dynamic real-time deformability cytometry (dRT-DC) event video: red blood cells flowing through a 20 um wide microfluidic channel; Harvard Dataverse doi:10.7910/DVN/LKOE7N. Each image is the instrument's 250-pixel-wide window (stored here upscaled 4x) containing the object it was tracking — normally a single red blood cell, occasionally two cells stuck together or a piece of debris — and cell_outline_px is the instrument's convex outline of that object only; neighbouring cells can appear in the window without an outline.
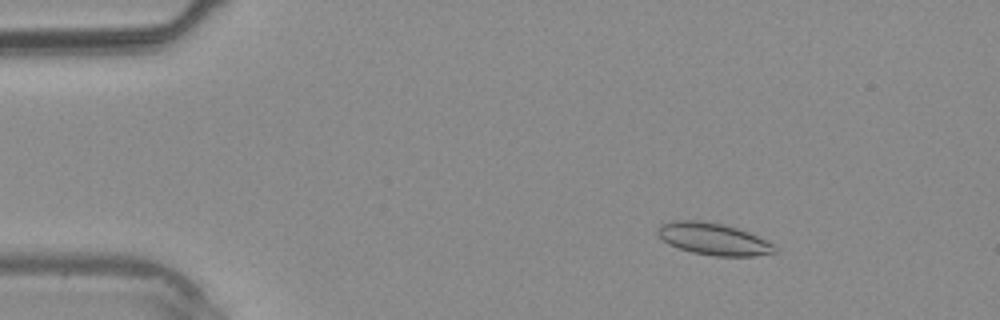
{"species": "common noctule bat (a hibernating species)", "species_latin": "Nyctalus noctula", "temperature_condition": "warm", "stored_images_in_passage": 39, "camera_frame_rate_fps": 3000, "um_per_image_px": 0.085, "animal": {"sex": "male", "body_mass_g": 20.4}, "frame": {"image": 1, "passage_image": 6, "time_ms": 1.667, "image_size_px": [1000, 320], "cell_outline_px": [[776, 252], [752, 256], [716, 256], [692, 252], [668, 244], [656, 232], [656, 228], [660, 224], [672, 220], [704, 220], [724, 224], [748, 232], [772, 244], [776, 248]], "centroid_in_image_um": [60.58, 20.29], "position_along_channel_um": 24.4, "area_um2": 21.68}}
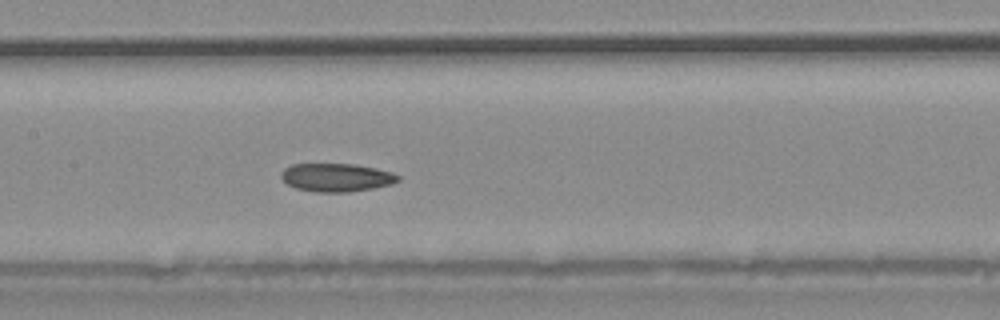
{"frame": {"image": 2, "passage_image": 19, "time_ms": 6.0, "image_size_px": [1000, 320], "cell_outline_px": [[400, 180], [392, 184], [372, 188], [348, 192], [316, 192], [296, 188], [288, 184], [280, 176], [280, 172], [284, 168], [292, 164], [352, 164], [376, 168], [392, 172], [400, 176]], "centroid_in_image_um": [28.6, 15.08], "position_along_channel_um": 178.8, "area_um2": 19.25}}
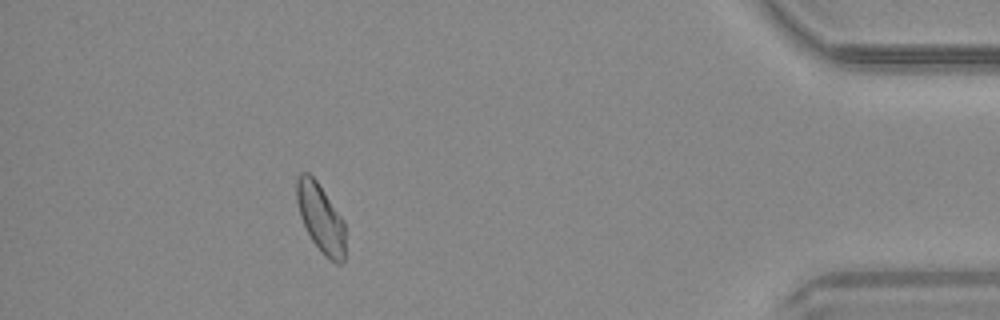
{"frame": {"image": 3, "passage_image": 35, "time_ms": 11.333, "image_size_px": [1000, 320], "cell_outline_px": [[344, 260], [340, 264], [336, 264], [312, 240], [300, 216], [296, 200], [296, 180], [300, 172], [308, 172], [316, 180], [344, 220]], "centroid_in_image_um": [27.24, 18.47], "position_along_channel_um": 408.0, "area_um2": 19.02}}